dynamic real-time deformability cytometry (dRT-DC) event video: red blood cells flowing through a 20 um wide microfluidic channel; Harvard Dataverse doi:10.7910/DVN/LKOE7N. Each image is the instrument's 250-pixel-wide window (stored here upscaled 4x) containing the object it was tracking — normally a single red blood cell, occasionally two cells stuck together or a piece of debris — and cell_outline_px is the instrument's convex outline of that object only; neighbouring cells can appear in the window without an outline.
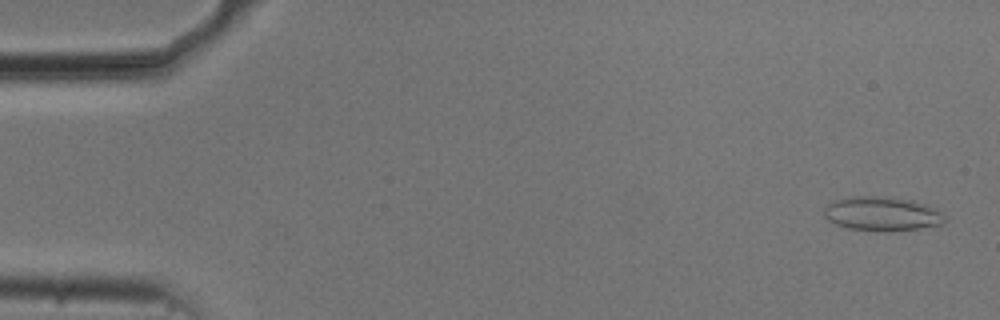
{"species": "common noctule bat (a hibernating species)", "species_latin": "Nyctalus noctula", "temperature_condition": "cold", "stored_images_in_passage": 54, "camera_frame_rate_fps": 3000, "um_per_image_px": 0.085, "animal": {"sex": "male", "body_mass_g": 20.5, "forearm_length_mm": 52.5}, "frame": {"image": 1, "passage_image": 2, "time_ms": 0.333, "image_size_px": [1000, 320], "cell_outline_px": [[948, 220], [944, 224], [920, 228], [888, 232], [884, 232], [848, 228], [836, 224], [828, 220], [824, 216], [824, 208], [828, 204], [836, 200], [848, 196], [884, 196], [912, 200], [924, 204], [948, 216]], "centroid_in_image_um": [74.99, 18.18], "position_along_channel_um": 10.0, "area_um2": 24.28}}
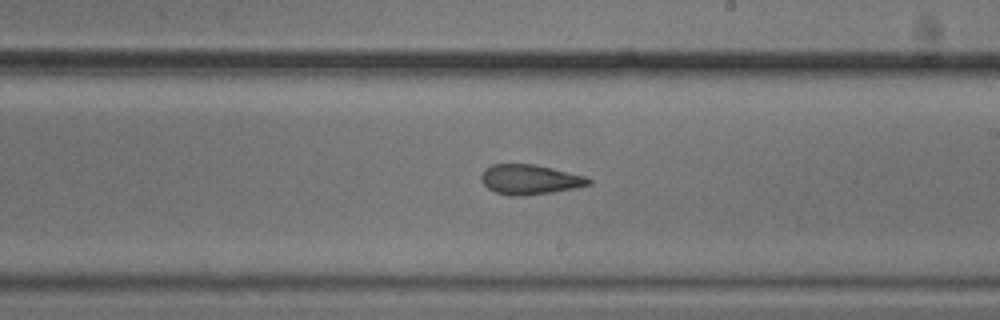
{"frame": {"image": 2, "passage_image": 31, "time_ms": 10.0, "image_size_px": [1000, 320], "cell_outline_px": [[592, 184], [576, 188], [552, 192], [524, 196], [508, 196], [496, 192], [488, 188], [480, 180], [480, 176], [484, 168], [492, 164], [532, 164], [552, 168], [584, 176], [592, 180]], "centroid_in_image_um": [45.01, 15.26], "position_along_channel_um": 244.0, "area_um2": 18.79}}
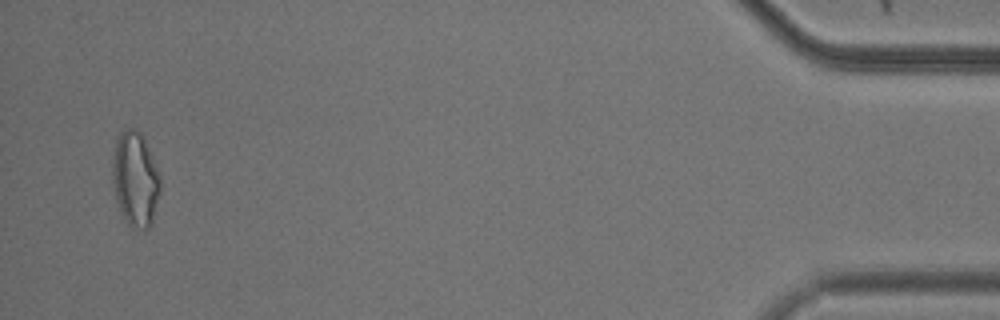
{"frame": {"image": 3, "passage_image": 52, "time_ms": 17.0, "image_size_px": [1000, 320], "cell_outline_px": [[160, 192], [152, 224], [148, 228], [132, 228], [124, 220], [120, 212], [116, 200], [112, 180], [112, 160], [116, 140], [120, 132], [124, 128], [132, 128], [140, 132], [144, 140], [156, 168], [160, 180]], "centroid_in_image_um": [11.47, 15.26], "position_along_channel_um": 423.7, "area_um2": 26.3}, "authors_computed_cell_mechanics": {"area_um2": 20.5479, "velocity_mm_per_s": 3.7461, "shape_relaxation_time_tau1_ms": 9.3508, "shape_relaxation_time_tau2_ms": 2.839, "deformation_change_tau1": 0.1487, "deformation_change_tau2": 0.1004}}